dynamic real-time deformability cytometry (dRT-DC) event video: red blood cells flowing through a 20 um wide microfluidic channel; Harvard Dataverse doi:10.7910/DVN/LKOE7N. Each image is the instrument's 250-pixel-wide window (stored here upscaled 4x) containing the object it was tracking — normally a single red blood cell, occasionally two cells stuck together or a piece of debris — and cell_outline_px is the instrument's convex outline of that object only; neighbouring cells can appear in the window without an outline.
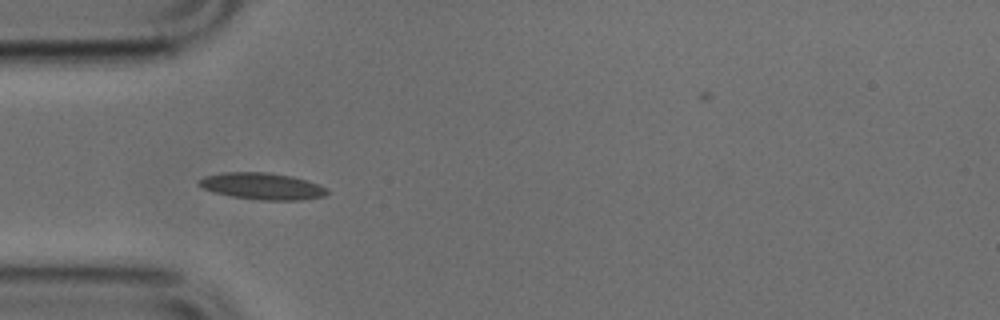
{"species": "common noctule bat (a hibernating species)", "species_latin": "Nyctalus noctula", "temperature_condition": "cold", "stored_images_in_passage": 23, "camera_frame_rate_fps": 3000, "um_per_image_px": 0.085, "animal": {"sex": "male", "body_mass_g": 17.9, "forearm_length_mm": 54.2}, "frame": {"image": 1, "passage_image": 4, "time_ms": 1.0, "image_size_px": [1000, 320], "cell_outline_px": [[328, 192], [324, 196], [300, 200], [260, 200], [232, 196], [212, 192], [196, 184], [196, 180], [204, 176], [224, 172], [268, 172], [292, 176], [328, 188]], "centroid_in_image_um": [22.23, 15.82], "position_along_channel_um": 62.8, "area_um2": 19.94}}
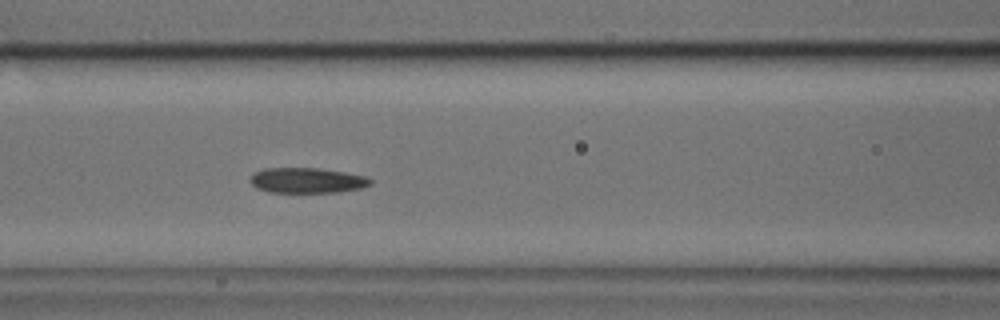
{"frame": {"image": 2, "passage_image": 10, "time_ms": 3.0, "image_size_px": [1000, 320], "cell_outline_px": [[372, 184], [360, 188], [336, 192], [268, 192], [256, 188], [252, 184], [252, 172], [264, 168], [320, 168], [368, 176], [372, 180]], "centroid_in_image_um": [26.11, 15.32], "position_along_channel_um": 140.5, "area_um2": 17.74}}